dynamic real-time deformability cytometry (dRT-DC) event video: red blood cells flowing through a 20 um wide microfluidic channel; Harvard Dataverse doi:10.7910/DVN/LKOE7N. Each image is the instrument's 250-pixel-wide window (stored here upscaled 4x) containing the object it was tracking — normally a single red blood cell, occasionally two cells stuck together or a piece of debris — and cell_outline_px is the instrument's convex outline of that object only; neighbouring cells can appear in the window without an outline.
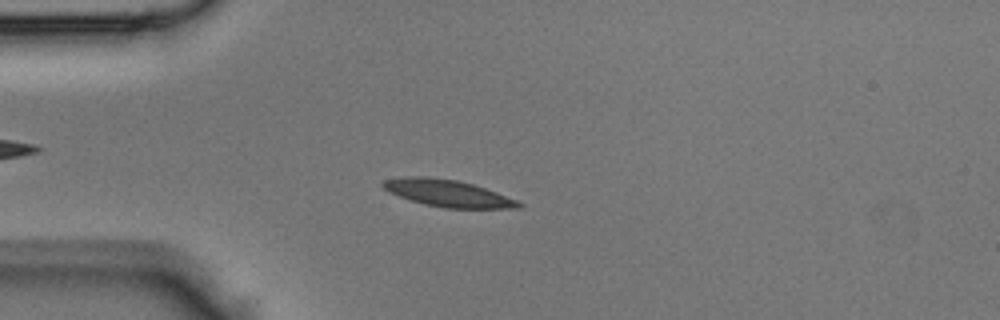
{"species": "Egyptian fruit bat (a non-hibernating species)", "species_latin": "Rousettus aegyptiacus", "temperature_condition": "room temperature", "stored_images_in_passage": 44, "camera_frame_rate_fps": 3000, "um_per_image_px": 0.085, "animal": {"sex": "male"}, "frame": {"image": 1, "passage_image": 11, "time_ms": 3.333, "image_size_px": [1000, 320], "cell_outline_px": [[524, 204], [520, 208], [444, 208], [424, 204], [388, 192], [380, 184], [384, 180], [404, 176], [428, 176], [456, 180], [472, 184], [496, 192], [516, 200]], "centroid_in_image_um": [38.03, 16.42], "position_along_channel_um": 47.0, "area_um2": 21.15}}
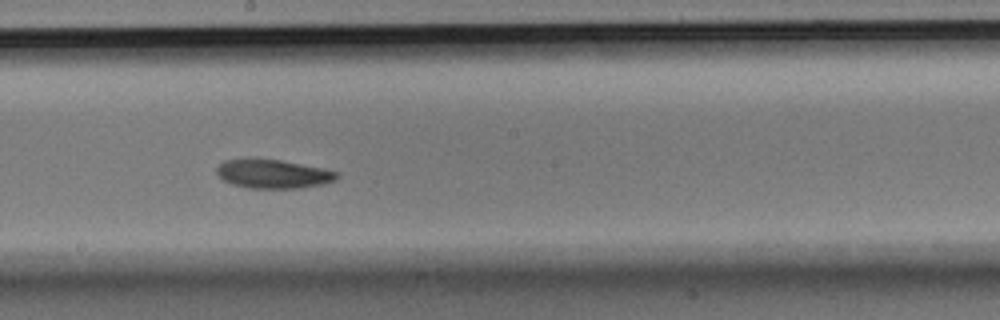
{"frame": {"image": 2, "passage_image": 24, "time_ms": 7.667, "image_size_px": [1000, 320], "cell_outline_px": [[340, 176], [336, 180], [324, 184], [296, 188], [248, 188], [232, 184], [224, 180], [216, 172], [216, 168], [224, 160], [248, 156], [256, 156], [280, 160], [324, 168], [340, 172]], "centroid_in_image_um": [23.2, 14.74], "position_along_channel_um": 225.0, "area_um2": 20.87}}
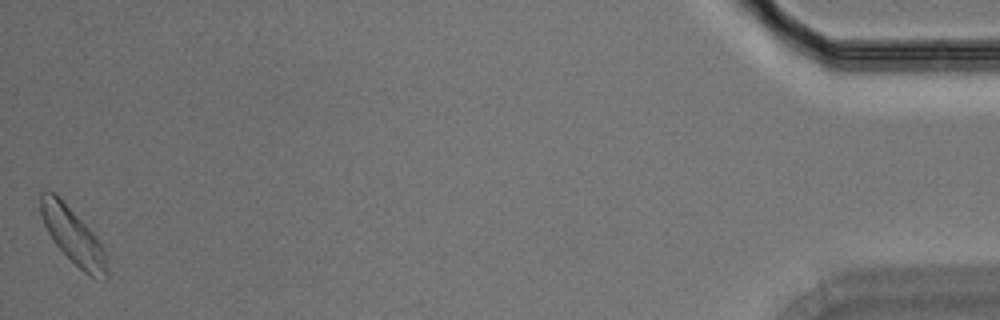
{"frame": {"image": 3, "passage_image": 44, "time_ms": 14.333, "image_size_px": [1000, 320], "cell_outline_px": [[108, 280], [96, 280], [84, 272], [56, 244], [48, 232], [44, 224], [40, 212], [40, 192], [48, 188], [56, 192], [60, 196], [96, 236], [104, 248], [108, 264]], "centroid_in_image_um": [6.23, 20.02], "position_along_channel_um": 429.0, "area_um2": 21.91}}